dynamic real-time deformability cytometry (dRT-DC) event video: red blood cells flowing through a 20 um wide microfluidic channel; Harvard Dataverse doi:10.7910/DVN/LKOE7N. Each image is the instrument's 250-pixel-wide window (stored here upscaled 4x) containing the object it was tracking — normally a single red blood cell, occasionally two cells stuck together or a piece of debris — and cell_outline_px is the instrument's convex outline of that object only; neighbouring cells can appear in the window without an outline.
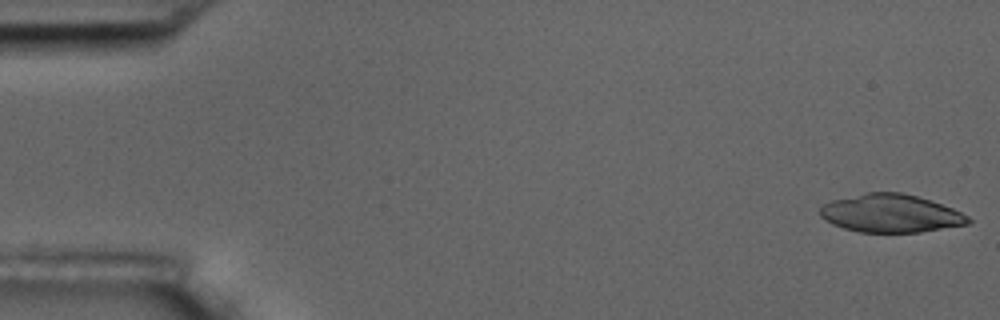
{"species": "common noctule bat (a hibernating species)", "species_latin": "Nyctalus noctula", "temperature_condition": "room temperature", "stored_images_in_passage": 5, "camera_frame_rate_fps": 3000, "um_per_image_px": 0.085, "animal": {"sex": "male", "body_mass_g": 17.5, "forearm_length_mm": 52.3}, "frame": {"image": 1, "passage_image": 1, "time_ms": 0.0, "image_size_px": [1000, 320], "cell_outline_px": [[972, 220], [968, 224], [920, 232], [860, 232], [844, 228], [832, 224], [820, 216], [820, 208], [824, 204], [832, 200], [868, 192], [900, 192], [916, 196], [952, 208], [968, 216]], "centroid_in_image_um": [75.7, 18.14], "position_along_channel_um": 9.3, "area_um2": 32.54}}